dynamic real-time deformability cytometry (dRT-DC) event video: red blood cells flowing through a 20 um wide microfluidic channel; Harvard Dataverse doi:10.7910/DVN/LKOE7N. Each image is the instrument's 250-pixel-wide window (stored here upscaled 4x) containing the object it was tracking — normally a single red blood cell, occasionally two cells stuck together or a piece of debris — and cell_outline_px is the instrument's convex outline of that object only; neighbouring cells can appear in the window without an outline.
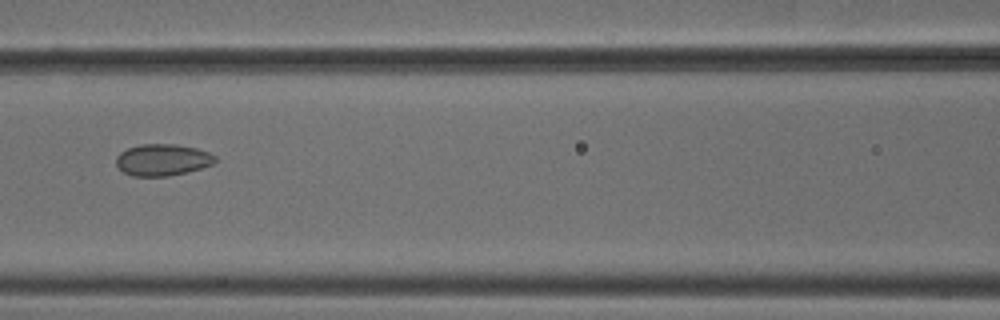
{"species": "common noctule bat (a hibernating species)", "species_latin": "Nyctalus noctula", "temperature_condition": "cold", "stored_images_in_passage": 5, "camera_frame_rate_fps": 3000, "um_per_image_px": 0.085, "animal": {"sex": "male", "body_mass_g": 18.8}, "frame": {"image": 1, "passage_image": 5, "time_ms": 1.333, "image_size_px": [1000, 320], "cell_outline_px": [[216, 160], [212, 164], [188, 172], [168, 176], [132, 176], [124, 172], [116, 164], [116, 156], [120, 152], [128, 148], [140, 144], [172, 144], [196, 148], [208, 152], [216, 156]], "centroid_in_image_um": [13.8, 13.59], "position_along_channel_um": 152.8, "area_um2": 18.21}}